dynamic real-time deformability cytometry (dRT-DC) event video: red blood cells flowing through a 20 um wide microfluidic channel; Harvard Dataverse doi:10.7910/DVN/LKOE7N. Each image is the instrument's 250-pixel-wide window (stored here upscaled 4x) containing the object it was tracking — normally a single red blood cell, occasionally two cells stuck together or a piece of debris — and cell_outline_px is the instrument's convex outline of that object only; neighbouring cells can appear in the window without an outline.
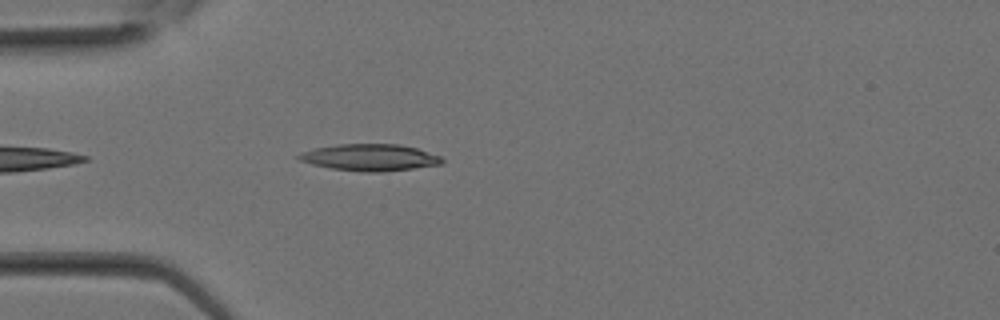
{"species": "Egyptian fruit bat (a non-hibernating species)", "species_latin": "Rousettus aegyptiacus", "temperature_condition": "room temperature", "stored_images_in_passage": 29, "camera_frame_rate_fps": 3000, "um_per_image_px": 0.085, "animal": {"sex": "female"}, "frame": {"image": 1, "passage_image": 8, "time_ms": 2.333, "image_size_px": [1000, 320], "cell_outline_px": [[444, 164], [384, 172], [364, 172], [332, 168], [312, 164], [300, 160], [296, 156], [300, 152], [316, 148], [340, 144], [400, 144], [416, 148], [440, 156], [444, 160]], "centroid_in_image_um": [31.47, 13.38], "position_along_channel_um": 53.5, "area_um2": 22.25}}
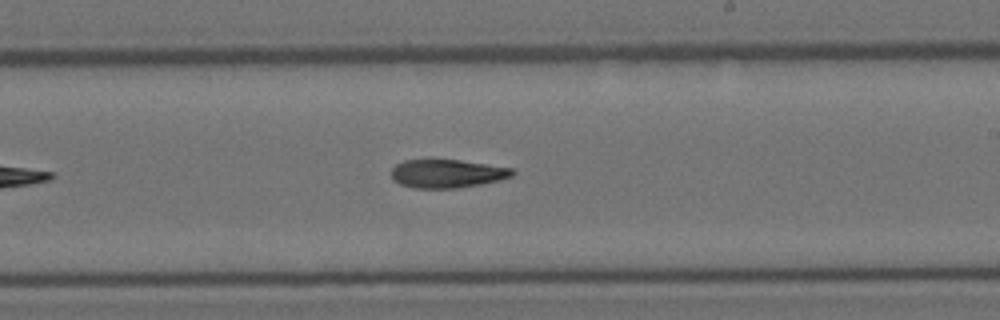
{"frame": {"image": 2, "passage_image": 17, "time_ms": 5.333, "image_size_px": [1000, 320], "cell_outline_px": [[516, 172], [512, 176], [480, 184], [456, 188], [416, 188], [400, 184], [392, 176], [392, 168], [396, 164], [404, 160], [428, 156], [460, 160], [516, 168]], "centroid_in_image_um": [37.99, 14.69], "position_along_channel_um": 251.0, "area_um2": 20.69}}
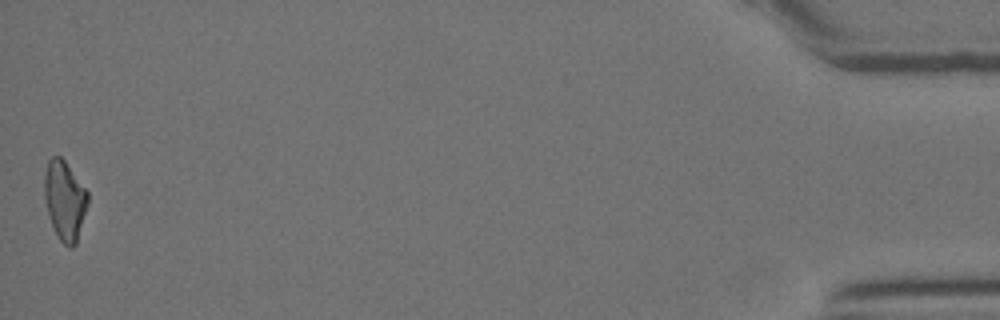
{"frame": {"image": 3, "passage_image": 29, "time_ms": 9.333, "image_size_px": [1000, 320], "cell_outline_px": [[88, 204], [76, 244], [72, 248], [68, 248], [60, 240], [52, 224], [48, 212], [44, 196], [44, 172], [48, 160], [52, 156], [60, 156], [64, 160], [88, 192]], "centroid_in_image_um": [5.5, 17.02], "position_along_channel_um": 429.7, "area_um2": 19.94}}